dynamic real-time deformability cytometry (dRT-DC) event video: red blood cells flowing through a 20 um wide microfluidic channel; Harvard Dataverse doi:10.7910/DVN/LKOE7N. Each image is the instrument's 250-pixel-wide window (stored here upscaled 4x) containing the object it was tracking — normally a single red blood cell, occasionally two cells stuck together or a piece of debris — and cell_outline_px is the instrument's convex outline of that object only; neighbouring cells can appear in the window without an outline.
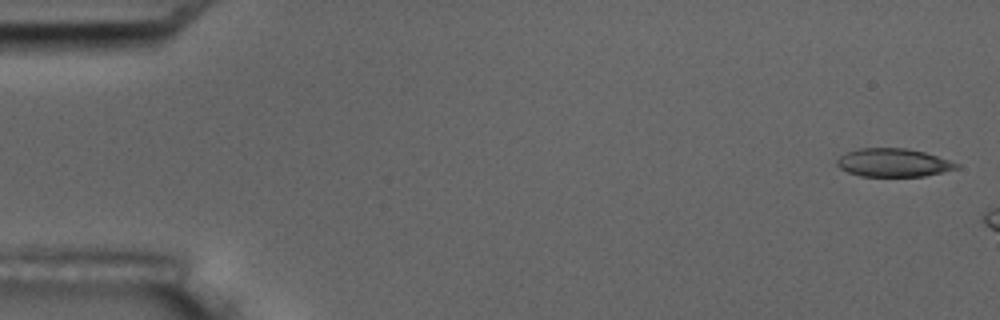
{"species": "common noctule bat (a hibernating species)", "species_latin": "Nyctalus noctula", "temperature_condition": "room temperature", "stored_images_in_passage": 3, "camera_frame_rate_fps": 3000, "um_per_image_px": 0.085, "animal": {"sex": "male", "body_mass_g": 17.5, "forearm_length_mm": 52.3}, "frame": {"image": 1, "passage_image": 1, "time_ms": 0.0, "image_size_px": [1000, 320], "cell_outline_px": [[960, 168], [944, 172], [924, 176], [860, 176], [848, 172], [840, 168], [836, 164], [836, 160], [840, 156], [848, 152], [860, 148], [908, 148], [924, 152], [960, 164]], "centroid_in_image_um": [75.94, 13.83], "position_along_channel_um": 9.1, "area_um2": 19.65}}